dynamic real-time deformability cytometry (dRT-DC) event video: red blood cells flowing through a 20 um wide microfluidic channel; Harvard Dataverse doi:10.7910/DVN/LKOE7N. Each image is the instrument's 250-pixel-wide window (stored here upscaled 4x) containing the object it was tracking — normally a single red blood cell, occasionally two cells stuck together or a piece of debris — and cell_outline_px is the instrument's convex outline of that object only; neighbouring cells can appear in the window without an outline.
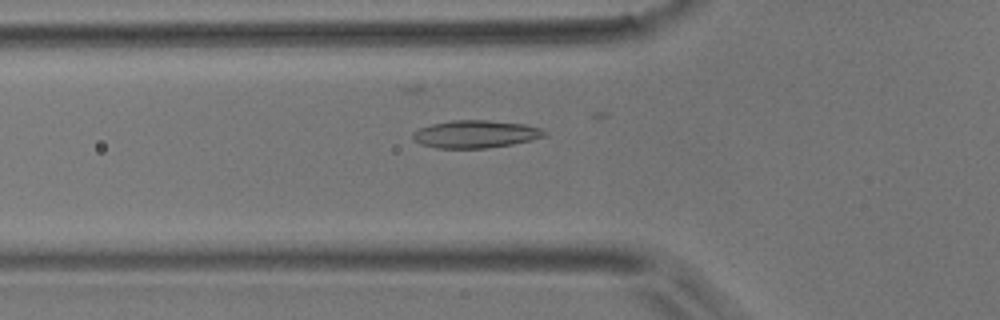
{"species": "common noctule bat (a hibernating species)", "species_latin": "Nyctalus noctula", "temperature_condition": "room temperature", "stored_images_in_passage": 36, "camera_frame_rate_fps": 3000, "um_per_image_px": 0.085, "animal": {"sex": "male", "body_mass_g": 17.9}, "frame": {"image": 1, "passage_image": 12, "time_ms": 3.667, "image_size_px": [1000, 320], "cell_outline_px": [[548, 132], [544, 136], [532, 140], [512, 144], [488, 148], [436, 148], [420, 144], [412, 140], [412, 132], [420, 128], [432, 124], [452, 120], [488, 120], [524, 124], [540, 128]], "centroid_in_image_um": [40.4, 11.4], "position_along_channel_um": 85.4, "area_um2": 21.27}}
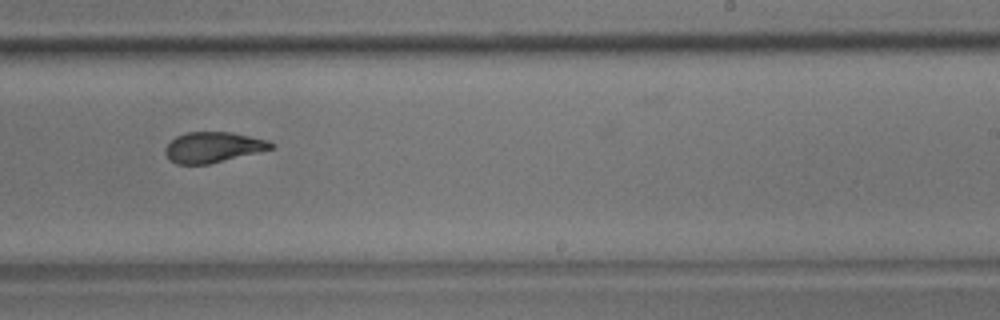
{"frame": {"image": 2, "passage_image": 27, "time_ms": 8.667, "image_size_px": [1000, 320], "cell_outline_px": [[276, 148], [260, 152], [208, 164], [176, 164], [164, 152], [164, 148], [176, 136], [188, 132], [232, 132], [268, 140], [276, 144]], "centroid_in_image_um": [18.16, 12.51], "position_along_channel_um": 270.8, "area_um2": 18.84}}
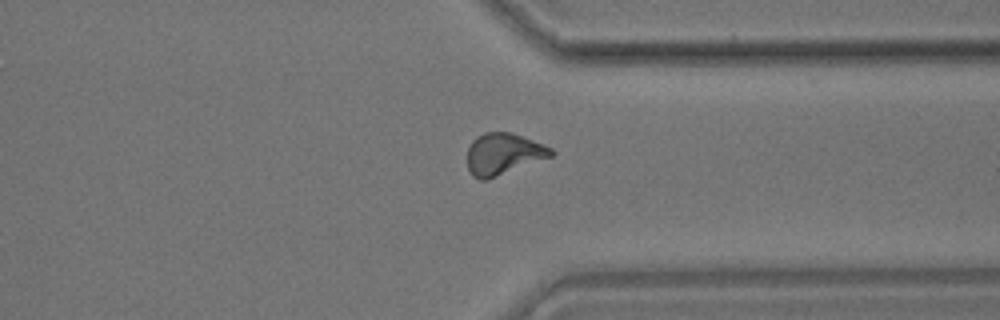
{"frame": {"image": 3, "passage_image": 35, "time_ms": 11.333, "image_size_px": [1000, 320], "cell_outline_px": [[556, 152], [552, 156], [488, 180], [480, 180], [472, 176], [468, 168], [468, 148], [472, 140], [476, 136], [484, 132], [512, 132], [544, 144], [552, 148]], "centroid_in_image_um": [42.79, 13.08], "position_along_channel_um": 368.6, "area_um2": 20.52}}